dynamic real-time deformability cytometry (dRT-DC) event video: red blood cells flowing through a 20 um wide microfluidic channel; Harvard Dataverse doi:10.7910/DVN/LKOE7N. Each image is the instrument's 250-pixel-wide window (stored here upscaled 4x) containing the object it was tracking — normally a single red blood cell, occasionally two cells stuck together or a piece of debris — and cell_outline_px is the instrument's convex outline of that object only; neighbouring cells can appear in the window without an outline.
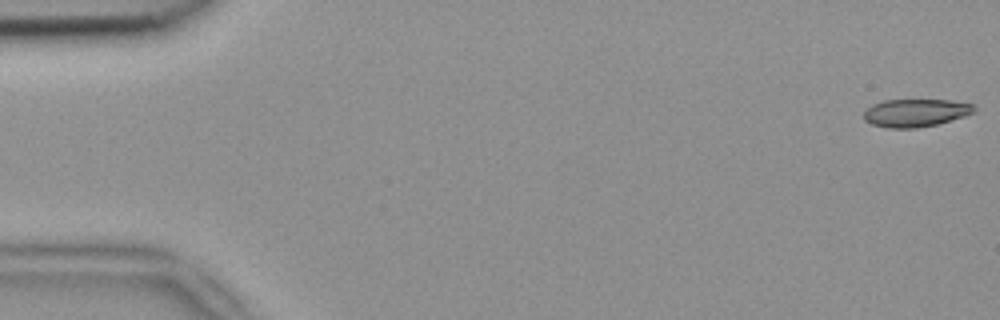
{"species": "common noctule bat (a hibernating species)", "species_latin": "Nyctalus noctula", "temperature_condition": "room temperature", "stored_images_in_passage": 5, "camera_frame_rate_fps": 3000, "um_per_image_px": 0.085, "animal": {"sex": "female", "body_mass_g": 18.4}, "frame": {"image": 1, "passage_image": 1, "time_ms": 0.0, "image_size_px": [1000, 320], "cell_outline_px": [[976, 108], [972, 112], [964, 116], [936, 124], [916, 128], [888, 128], [872, 124], [864, 120], [864, 112], [872, 104], [884, 100], [952, 100], [976, 104]], "centroid_in_image_um": [77.83, 9.58], "position_along_channel_um": 7.2, "area_um2": 17.86}}
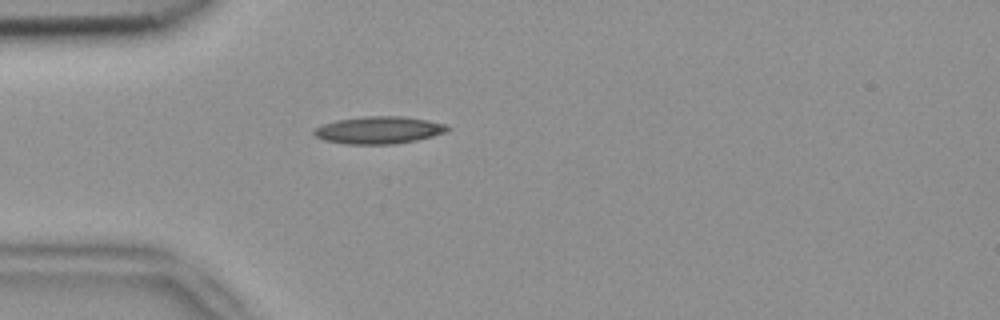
{"frame": {"image": 2, "passage_image": 5, "time_ms": 1.333, "image_size_px": [1000, 320], "cell_outline_px": [[452, 128], [444, 132], [432, 136], [416, 140], [392, 144], [348, 144], [324, 140], [316, 136], [312, 132], [316, 128], [324, 124], [336, 120], [364, 116], [404, 116], [428, 120], [448, 124]], "centroid_in_image_um": [32.23, 11.05], "position_along_channel_um": 52.8, "area_um2": 21.21}}